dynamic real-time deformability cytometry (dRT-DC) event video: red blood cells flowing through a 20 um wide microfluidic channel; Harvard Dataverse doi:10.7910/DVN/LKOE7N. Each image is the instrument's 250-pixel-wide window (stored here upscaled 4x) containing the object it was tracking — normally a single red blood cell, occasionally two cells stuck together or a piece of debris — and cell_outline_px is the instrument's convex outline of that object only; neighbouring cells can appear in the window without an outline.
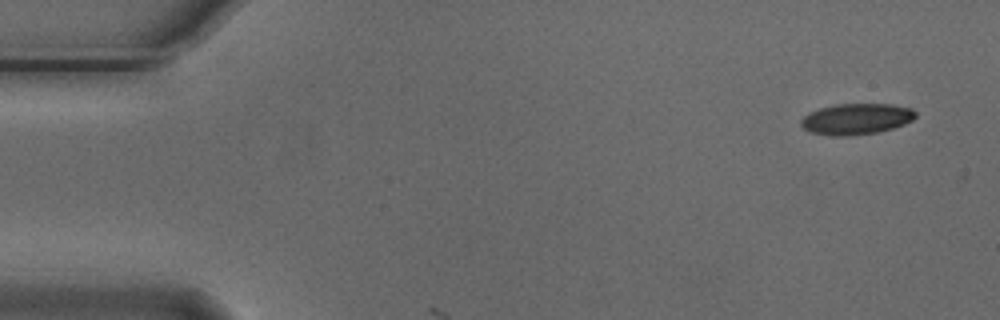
{"species": "Egyptian fruit bat (a non-hibernating species)", "species_latin": "Rousettus aegyptiacus", "temperature_condition": "cold", "stored_images_in_passage": 7, "camera_frame_rate_fps": 3000, "um_per_image_px": 0.085, "animal": {"sex": "male"}, "frame": {"image": 1, "passage_image": 1, "time_ms": 0.0, "image_size_px": [1000, 320], "cell_outline_px": [[916, 116], [912, 120], [904, 124], [892, 128], [876, 132], [848, 136], [832, 136], [812, 132], [804, 128], [800, 124], [800, 120], [804, 116], [820, 108], [836, 104], [892, 104], [912, 108], [916, 112]], "centroid_in_image_um": [72.8, 10.11], "position_along_channel_um": 12.2, "area_um2": 20.58}}
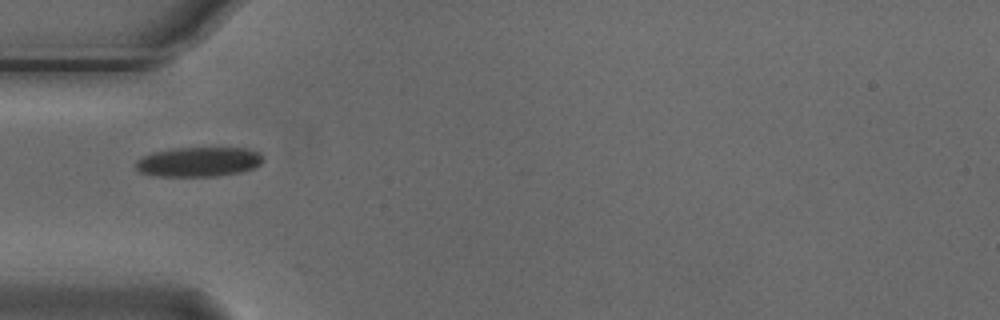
{"frame": {"image": 2, "passage_image": 5, "time_ms": 1.333, "image_size_px": [1000, 320], "cell_outline_px": [[264, 160], [260, 164], [252, 168], [240, 172], [216, 176], [156, 176], [140, 172], [136, 168], [136, 160], [152, 152], [172, 148], [248, 148], [260, 152], [264, 156]], "centroid_in_image_um": [16.9, 13.75], "position_along_channel_um": 68.1, "area_um2": 22.08}}
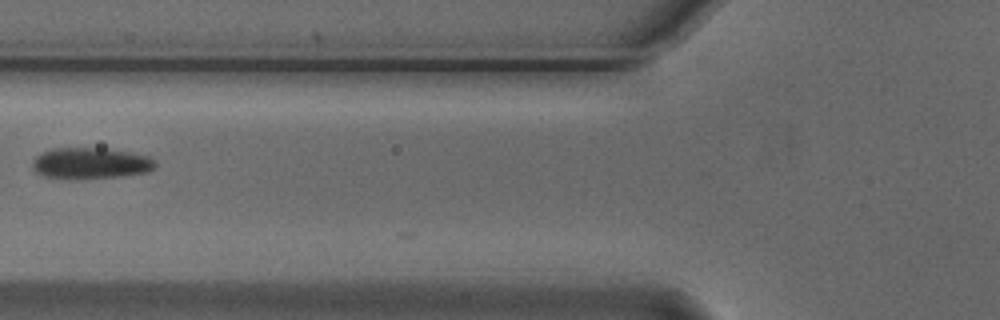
{"frame": {"image": 3, "passage_image": 6, "time_ms": 1.667, "image_size_px": [1000, 320], "cell_outline_px": [[156, 164], [148, 172], [120, 176], [40, 176], [32, 168], [32, 160], [40, 152], [52, 148], [104, 148], [128, 152], [148, 156]], "centroid_in_image_um": [7.66, 13.82], "position_along_channel_um": 118.1, "area_um2": 21.44}}